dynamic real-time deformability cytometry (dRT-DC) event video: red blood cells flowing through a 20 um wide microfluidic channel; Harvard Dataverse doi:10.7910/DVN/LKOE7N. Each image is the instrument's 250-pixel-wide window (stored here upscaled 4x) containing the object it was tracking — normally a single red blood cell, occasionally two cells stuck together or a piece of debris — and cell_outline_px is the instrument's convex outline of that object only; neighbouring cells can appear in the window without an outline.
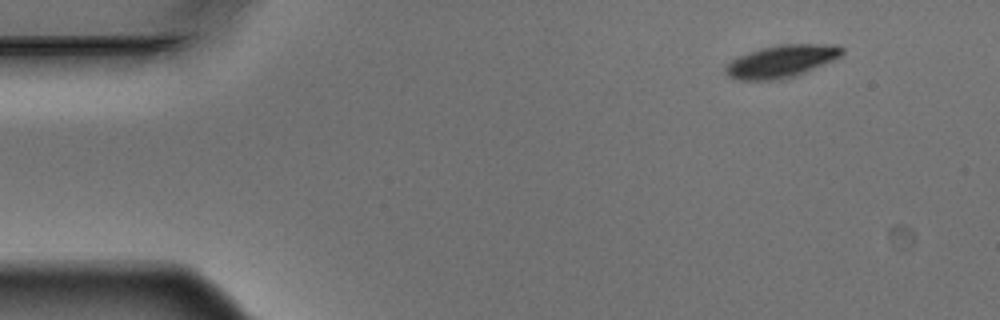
{"species": "Egyptian fruit bat (a non-hibernating species)", "species_latin": "Rousettus aegyptiacus", "temperature_condition": "warm", "stored_images_in_passage": 4, "camera_frame_rate_fps": 3000, "um_per_image_px": 0.085, "animal": {"sex": "male"}, "frame": {"image": 1, "passage_image": 1, "time_ms": 0.0, "image_size_px": [1000, 320], "cell_outline_px": [[844, 52], [840, 56], [832, 60], [804, 72], [780, 80], [736, 80], [728, 76], [724, 72], [724, 68], [732, 60], [748, 52], [760, 48], [780, 44], [836, 44], [844, 48]], "centroid_in_image_um": [66.4, 5.2], "position_along_channel_um": 18.6, "area_um2": 21.91}}
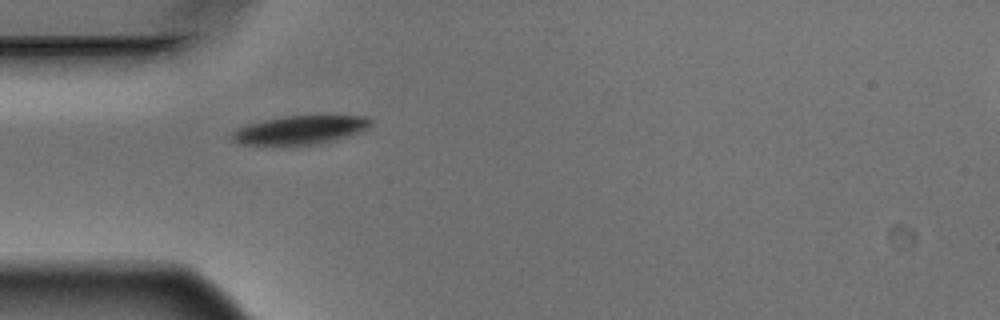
{"frame": {"image": 2, "passage_image": 4, "time_ms": 1.0, "image_size_px": [1000, 320], "cell_outline_px": [[372, 124], [368, 128], [360, 132], [348, 136], [332, 140], [312, 144], [244, 144], [232, 140], [232, 132], [236, 128], [248, 124], [264, 120], [284, 116], [316, 112], [328, 112], [368, 116], [372, 120]], "centroid_in_image_um": [25.65, 10.95], "position_along_channel_um": 59.3, "area_um2": 24.04}}